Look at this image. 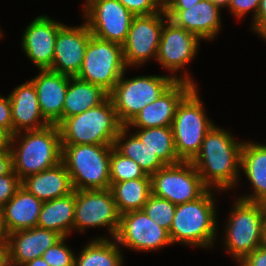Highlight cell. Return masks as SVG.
Wrapping results in <instances>:
<instances>
[{
	"mask_svg": "<svg viewBox=\"0 0 266 266\" xmlns=\"http://www.w3.org/2000/svg\"><path fill=\"white\" fill-rule=\"evenodd\" d=\"M13 170L12 154L10 149L0 152V177Z\"/></svg>",
	"mask_w": 266,
	"mask_h": 266,
	"instance_id": "cell-41",
	"label": "cell"
},
{
	"mask_svg": "<svg viewBox=\"0 0 266 266\" xmlns=\"http://www.w3.org/2000/svg\"><path fill=\"white\" fill-rule=\"evenodd\" d=\"M243 144L244 141L235 140L232 133L215 124L207 132L191 163L209 189L222 192L237 186L241 179L239 169Z\"/></svg>",
	"mask_w": 266,
	"mask_h": 266,
	"instance_id": "cell-1",
	"label": "cell"
},
{
	"mask_svg": "<svg viewBox=\"0 0 266 266\" xmlns=\"http://www.w3.org/2000/svg\"><path fill=\"white\" fill-rule=\"evenodd\" d=\"M83 11V19L92 35L121 45L135 17L118 0H85Z\"/></svg>",
	"mask_w": 266,
	"mask_h": 266,
	"instance_id": "cell-12",
	"label": "cell"
},
{
	"mask_svg": "<svg viewBox=\"0 0 266 266\" xmlns=\"http://www.w3.org/2000/svg\"><path fill=\"white\" fill-rule=\"evenodd\" d=\"M237 264L238 266H266V247L263 244L260 245Z\"/></svg>",
	"mask_w": 266,
	"mask_h": 266,
	"instance_id": "cell-40",
	"label": "cell"
},
{
	"mask_svg": "<svg viewBox=\"0 0 266 266\" xmlns=\"http://www.w3.org/2000/svg\"><path fill=\"white\" fill-rule=\"evenodd\" d=\"M135 16L151 15L161 12L163 8L156 0H118Z\"/></svg>",
	"mask_w": 266,
	"mask_h": 266,
	"instance_id": "cell-36",
	"label": "cell"
},
{
	"mask_svg": "<svg viewBox=\"0 0 266 266\" xmlns=\"http://www.w3.org/2000/svg\"><path fill=\"white\" fill-rule=\"evenodd\" d=\"M211 2H213L216 6H218L220 9L224 7H228V4L230 2V0H210Z\"/></svg>",
	"mask_w": 266,
	"mask_h": 266,
	"instance_id": "cell-47",
	"label": "cell"
},
{
	"mask_svg": "<svg viewBox=\"0 0 266 266\" xmlns=\"http://www.w3.org/2000/svg\"><path fill=\"white\" fill-rule=\"evenodd\" d=\"M143 210L149 218L169 232L176 210L174 203L151 194Z\"/></svg>",
	"mask_w": 266,
	"mask_h": 266,
	"instance_id": "cell-33",
	"label": "cell"
},
{
	"mask_svg": "<svg viewBox=\"0 0 266 266\" xmlns=\"http://www.w3.org/2000/svg\"><path fill=\"white\" fill-rule=\"evenodd\" d=\"M260 0H230L228 9L237 19L245 16L250 10L253 12L252 19L257 17Z\"/></svg>",
	"mask_w": 266,
	"mask_h": 266,
	"instance_id": "cell-37",
	"label": "cell"
},
{
	"mask_svg": "<svg viewBox=\"0 0 266 266\" xmlns=\"http://www.w3.org/2000/svg\"><path fill=\"white\" fill-rule=\"evenodd\" d=\"M126 70L122 45L92 35L77 78L110 93Z\"/></svg>",
	"mask_w": 266,
	"mask_h": 266,
	"instance_id": "cell-9",
	"label": "cell"
},
{
	"mask_svg": "<svg viewBox=\"0 0 266 266\" xmlns=\"http://www.w3.org/2000/svg\"><path fill=\"white\" fill-rule=\"evenodd\" d=\"M21 187V180L12 170L0 177V207H3Z\"/></svg>",
	"mask_w": 266,
	"mask_h": 266,
	"instance_id": "cell-35",
	"label": "cell"
},
{
	"mask_svg": "<svg viewBox=\"0 0 266 266\" xmlns=\"http://www.w3.org/2000/svg\"><path fill=\"white\" fill-rule=\"evenodd\" d=\"M134 133L165 165L180 162L174 146L171 127L137 128Z\"/></svg>",
	"mask_w": 266,
	"mask_h": 266,
	"instance_id": "cell-31",
	"label": "cell"
},
{
	"mask_svg": "<svg viewBox=\"0 0 266 266\" xmlns=\"http://www.w3.org/2000/svg\"><path fill=\"white\" fill-rule=\"evenodd\" d=\"M226 221L224 249L236 263L263 244L266 208L261 202H248L237 198Z\"/></svg>",
	"mask_w": 266,
	"mask_h": 266,
	"instance_id": "cell-5",
	"label": "cell"
},
{
	"mask_svg": "<svg viewBox=\"0 0 266 266\" xmlns=\"http://www.w3.org/2000/svg\"><path fill=\"white\" fill-rule=\"evenodd\" d=\"M9 149L13 171L21 181L62 162V145L57 125L50 124L41 129L15 133L10 136Z\"/></svg>",
	"mask_w": 266,
	"mask_h": 266,
	"instance_id": "cell-2",
	"label": "cell"
},
{
	"mask_svg": "<svg viewBox=\"0 0 266 266\" xmlns=\"http://www.w3.org/2000/svg\"><path fill=\"white\" fill-rule=\"evenodd\" d=\"M150 177L152 194L175 205L194 201L209 189L191 161L166 165Z\"/></svg>",
	"mask_w": 266,
	"mask_h": 266,
	"instance_id": "cell-10",
	"label": "cell"
},
{
	"mask_svg": "<svg viewBox=\"0 0 266 266\" xmlns=\"http://www.w3.org/2000/svg\"><path fill=\"white\" fill-rule=\"evenodd\" d=\"M13 135L27 130H37L50 125L41 114L38 96L31 80L18 85L9 94Z\"/></svg>",
	"mask_w": 266,
	"mask_h": 266,
	"instance_id": "cell-22",
	"label": "cell"
},
{
	"mask_svg": "<svg viewBox=\"0 0 266 266\" xmlns=\"http://www.w3.org/2000/svg\"><path fill=\"white\" fill-rule=\"evenodd\" d=\"M91 36L92 33L85 21L77 27L63 25L57 34L50 70L69 77H77Z\"/></svg>",
	"mask_w": 266,
	"mask_h": 266,
	"instance_id": "cell-17",
	"label": "cell"
},
{
	"mask_svg": "<svg viewBox=\"0 0 266 266\" xmlns=\"http://www.w3.org/2000/svg\"><path fill=\"white\" fill-rule=\"evenodd\" d=\"M108 97L109 93L102 87L82 81L77 77H70L62 120L96 107Z\"/></svg>",
	"mask_w": 266,
	"mask_h": 266,
	"instance_id": "cell-27",
	"label": "cell"
},
{
	"mask_svg": "<svg viewBox=\"0 0 266 266\" xmlns=\"http://www.w3.org/2000/svg\"><path fill=\"white\" fill-rule=\"evenodd\" d=\"M0 266H8L7 246H0Z\"/></svg>",
	"mask_w": 266,
	"mask_h": 266,
	"instance_id": "cell-45",
	"label": "cell"
},
{
	"mask_svg": "<svg viewBox=\"0 0 266 266\" xmlns=\"http://www.w3.org/2000/svg\"><path fill=\"white\" fill-rule=\"evenodd\" d=\"M22 266H49V264L42 257H37Z\"/></svg>",
	"mask_w": 266,
	"mask_h": 266,
	"instance_id": "cell-46",
	"label": "cell"
},
{
	"mask_svg": "<svg viewBox=\"0 0 266 266\" xmlns=\"http://www.w3.org/2000/svg\"><path fill=\"white\" fill-rule=\"evenodd\" d=\"M263 245L266 247V218L264 221Z\"/></svg>",
	"mask_w": 266,
	"mask_h": 266,
	"instance_id": "cell-49",
	"label": "cell"
},
{
	"mask_svg": "<svg viewBox=\"0 0 266 266\" xmlns=\"http://www.w3.org/2000/svg\"><path fill=\"white\" fill-rule=\"evenodd\" d=\"M253 188V193L237 197L248 202H266V144L244 141L241 169Z\"/></svg>",
	"mask_w": 266,
	"mask_h": 266,
	"instance_id": "cell-24",
	"label": "cell"
},
{
	"mask_svg": "<svg viewBox=\"0 0 266 266\" xmlns=\"http://www.w3.org/2000/svg\"><path fill=\"white\" fill-rule=\"evenodd\" d=\"M129 128L123 126L116 136L114 147L124 156L134 160L146 175H152L166 165L135 135H128ZM128 137V138H127Z\"/></svg>",
	"mask_w": 266,
	"mask_h": 266,
	"instance_id": "cell-30",
	"label": "cell"
},
{
	"mask_svg": "<svg viewBox=\"0 0 266 266\" xmlns=\"http://www.w3.org/2000/svg\"><path fill=\"white\" fill-rule=\"evenodd\" d=\"M114 145H62V162L74 190L110 188V153Z\"/></svg>",
	"mask_w": 266,
	"mask_h": 266,
	"instance_id": "cell-6",
	"label": "cell"
},
{
	"mask_svg": "<svg viewBox=\"0 0 266 266\" xmlns=\"http://www.w3.org/2000/svg\"><path fill=\"white\" fill-rule=\"evenodd\" d=\"M194 87L190 82L176 80L157 100L147 104L127 127H171L178 104Z\"/></svg>",
	"mask_w": 266,
	"mask_h": 266,
	"instance_id": "cell-18",
	"label": "cell"
},
{
	"mask_svg": "<svg viewBox=\"0 0 266 266\" xmlns=\"http://www.w3.org/2000/svg\"><path fill=\"white\" fill-rule=\"evenodd\" d=\"M125 73L109 93L123 126H127L147 104L157 100L176 81L172 74L140 75L126 79Z\"/></svg>",
	"mask_w": 266,
	"mask_h": 266,
	"instance_id": "cell-8",
	"label": "cell"
},
{
	"mask_svg": "<svg viewBox=\"0 0 266 266\" xmlns=\"http://www.w3.org/2000/svg\"><path fill=\"white\" fill-rule=\"evenodd\" d=\"M70 77L50 69L39 70L31 79L36 88L38 104L44 119L52 125L62 121V111Z\"/></svg>",
	"mask_w": 266,
	"mask_h": 266,
	"instance_id": "cell-21",
	"label": "cell"
},
{
	"mask_svg": "<svg viewBox=\"0 0 266 266\" xmlns=\"http://www.w3.org/2000/svg\"><path fill=\"white\" fill-rule=\"evenodd\" d=\"M0 129L7 132L10 136L13 135L11 102L9 95L7 97H3L0 94Z\"/></svg>",
	"mask_w": 266,
	"mask_h": 266,
	"instance_id": "cell-38",
	"label": "cell"
},
{
	"mask_svg": "<svg viewBox=\"0 0 266 266\" xmlns=\"http://www.w3.org/2000/svg\"><path fill=\"white\" fill-rule=\"evenodd\" d=\"M175 25L202 40H214L221 30V9L210 0H201L186 10H164Z\"/></svg>",
	"mask_w": 266,
	"mask_h": 266,
	"instance_id": "cell-19",
	"label": "cell"
},
{
	"mask_svg": "<svg viewBox=\"0 0 266 266\" xmlns=\"http://www.w3.org/2000/svg\"><path fill=\"white\" fill-rule=\"evenodd\" d=\"M10 135L4 130L0 129V152H3L9 148Z\"/></svg>",
	"mask_w": 266,
	"mask_h": 266,
	"instance_id": "cell-44",
	"label": "cell"
},
{
	"mask_svg": "<svg viewBox=\"0 0 266 266\" xmlns=\"http://www.w3.org/2000/svg\"><path fill=\"white\" fill-rule=\"evenodd\" d=\"M10 232L5 222L3 207H0V246H7Z\"/></svg>",
	"mask_w": 266,
	"mask_h": 266,
	"instance_id": "cell-43",
	"label": "cell"
},
{
	"mask_svg": "<svg viewBox=\"0 0 266 266\" xmlns=\"http://www.w3.org/2000/svg\"><path fill=\"white\" fill-rule=\"evenodd\" d=\"M171 0H156V2L164 9Z\"/></svg>",
	"mask_w": 266,
	"mask_h": 266,
	"instance_id": "cell-48",
	"label": "cell"
},
{
	"mask_svg": "<svg viewBox=\"0 0 266 266\" xmlns=\"http://www.w3.org/2000/svg\"><path fill=\"white\" fill-rule=\"evenodd\" d=\"M61 238L57 232L37 226L10 233L7 245L8 266H22L41 257Z\"/></svg>",
	"mask_w": 266,
	"mask_h": 266,
	"instance_id": "cell-20",
	"label": "cell"
},
{
	"mask_svg": "<svg viewBox=\"0 0 266 266\" xmlns=\"http://www.w3.org/2000/svg\"><path fill=\"white\" fill-rule=\"evenodd\" d=\"M66 239L67 237H62L42 254L41 257L49 264V266L75 265V252L66 245Z\"/></svg>",
	"mask_w": 266,
	"mask_h": 266,
	"instance_id": "cell-34",
	"label": "cell"
},
{
	"mask_svg": "<svg viewBox=\"0 0 266 266\" xmlns=\"http://www.w3.org/2000/svg\"><path fill=\"white\" fill-rule=\"evenodd\" d=\"M114 201L120 214L143 210L152 194L151 177L116 182L110 186Z\"/></svg>",
	"mask_w": 266,
	"mask_h": 266,
	"instance_id": "cell-28",
	"label": "cell"
},
{
	"mask_svg": "<svg viewBox=\"0 0 266 266\" xmlns=\"http://www.w3.org/2000/svg\"><path fill=\"white\" fill-rule=\"evenodd\" d=\"M120 213L110 188L75 190L73 232H86V228L107 227L114 238L119 228Z\"/></svg>",
	"mask_w": 266,
	"mask_h": 266,
	"instance_id": "cell-11",
	"label": "cell"
},
{
	"mask_svg": "<svg viewBox=\"0 0 266 266\" xmlns=\"http://www.w3.org/2000/svg\"><path fill=\"white\" fill-rule=\"evenodd\" d=\"M107 238L98 236L88 242L79 255H75L74 266H123L120 246L114 238Z\"/></svg>",
	"mask_w": 266,
	"mask_h": 266,
	"instance_id": "cell-29",
	"label": "cell"
},
{
	"mask_svg": "<svg viewBox=\"0 0 266 266\" xmlns=\"http://www.w3.org/2000/svg\"><path fill=\"white\" fill-rule=\"evenodd\" d=\"M168 19L164 9L151 15L135 16L122 44L124 62L129 67H139L150 59H156L161 34Z\"/></svg>",
	"mask_w": 266,
	"mask_h": 266,
	"instance_id": "cell-14",
	"label": "cell"
},
{
	"mask_svg": "<svg viewBox=\"0 0 266 266\" xmlns=\"http://www.w3.org/2000/svg\"><path fill=\"white\" fill-rule=\"evenodd\" d=\"M57 126L61 145H114L123 127L110 97L96 107L63 119Z\"/></svg>",
	"mask_w": 266,
	"mask_h": 266,
	"instance_id": "cell-4",
	"label": "cell"
},
{
	"mask_svg": "<svg viewBox=\"0 0 266 266\" xmlns=\"http://www.w3.org/2000/svg\"><path fill=\"white\" fill-rule=\"evenodd\" d=\"M2 36H3V33L1 31V28H0V38H2Z\"/></svg>",
	"mask_w": 266,
	"mask_h": 266,
	"instance_id": "cell-50",
	"label": "cell"
},
{
	"mask_svg": "<svg viewBox=\"0 0 266 266\" xmlns=\"http://www.w3.org/2000/svg\"><path fill=\"white\" fill-rule=\"evenodd\" d=\"M21 186L42 202L74 192L71 177L63 162L40 173L27 176L21 181Z\"/></svg>",
	"mask_w": 266,
	"mask_h": 266,
	"instance_id": "cell-23",
	"label": "cell"
},
{
	"mask_svg": "<svg viewBox=\"0 0 266 266\" xmlns=\"http://www.w3.org/2000/svg\"><path fill=\"white\" fill-rule=\"evenodd\" d=\"M63 25L43 14L25 28L22 49L38 70L51 69L57 34Z\"/></svg>",
	"mask_w": 266,
	"mask_h": 266,
	"instance_id": "cell-16",
	"label": "cell"
},
{
	"mask_svg": "<svg viewBox=\"0 0 266 266\" xmlns=\"http://www.w3.org/2000/svg\"><path fill=\"white\" fill-rule=\"evenodd\" d=\"M74 214L75 190L67 196L43 202L37 227L68 237L73 230Z\"/></svg>",
	"mask_w": 266,
	"mask_h": 266,
	"instance_id": "cell-26",
	"label": "cell"
},
{
	"mask_svg": "<svg viewBox=\"0 0 266 266\" xmlns=\"http://www.w3.org/2000/svg\"><path fill=\"white\" fill-rule=\"evenodd\" d=\"M195 86L178 104L171 128L176 154L181 161H192L213 127Z\"/></svg>",
	"mask_w": 266,
	"mask_h": 266,
	"instance_id": "cell-7",
	"label": "cell"
},
{
	"mask_svg": "<svg viewBox=\"0 0 266 266\" xmlns=\"http://www.w3.org/2000/svg\"><path fill=\"white\" fill-rule=\"evenodd\" d=\"M252 21L251 29L266 41V0H260L257 17Z\"/></svg>",
	"mask_w": 266,
	"mask_h": 266,
	"instance_id": "cell-39",
	"label": "cell"
},
{
	"mask_svg": "<svg viewBox=\"0 0 266 266\" xmlns=\"http://www.w3.org/2000/svg\"><path fill=\"white\" fill-rule=\"evenodd\" d=\"M114 239L119 246L141 252L156 251L172 245L168 231L149 218L144 210L121 214Z\"/></svg>",
	"mask_w": 266,
	"mask_h": 266,
	"instance_id": "cell-15",
	"label": "cell"
},
{
	"mask_svg": "<svg viewBox=\"0 0 266 266\" xmlns=\"http://www.w3.org/2000/svg\"><path fill=\"white\" fill-rule=\"evenodd\" d=\"M213 189L198 199L176 205L169 237L172 244L212 248L218 232L217 207Z\"/></svg>",
	"mask_w": 266,
	"mask_h": 266,
	"instance_id": "cell-3",
	"label": "cell"
},
{
	"mask_svg": "<svg viewBox=\"0 0 266 266\" xmlns=\"http://www.w3.org/2000/svg\"><path fill=\"white\" fill-rule=\"evenodd\" d=\"M201 0H171L164 10H186V7L194 6Z\"/></svg>",
	"mask_w": 266,
	"mask_h": 266,
	"instance_id": "cell-42",
	"label": "cell"
},
{
	"mask_svg": "<svg viewBox=\"0 0 266 266\" xmlns=\"http://www.w3.org/2000/svg\"><path fill=\"white\" fill-rule=\"evenodd\" d=\"M110 184L144 178L145 172L134 160L122 155L114 146L110 153Z\"/></svg>",
	"mask_w": 266,
	"mask_h": 266,
	"instance_id": "cell-32",
	"label": "cell"
},
{
	"mask_svg": "<svg viewBox=\"0 0 266 266\" xmlns=\"http://www.w3.org/2000/svg\"><path fill=\"white\" fill-rule=\"evenodd\" d=\"M42 204V201L21 186L3 206L9 232L36 227Z\"/></svg>",
	"mask_w": 266,
	"mask_h": 266,
	"instance_id": "cell-25",
	"label": "cell"
},
{
	"mask_svg": "<svg viewBox=\"0 0 266 266\" xmlns=\"http://www.w3.org/2000/svg\"><path fill=\"white\" fill-rule=\"evenodd\" d=\"M200 40L196 34L186 31L167 19L163 26L155 60L161 64V67L169 70V73L172 72L175 80L190 82L196 86L189 71H184L183 76L181 74L180 77L175 73L182 72L184 67L192 62L200 47Z\"/></svg>",
	"mask_w": 266,
	"mask_h": 266,
	"instance_id": "cell-13",
	"label": "cell"
}]
</instances>
